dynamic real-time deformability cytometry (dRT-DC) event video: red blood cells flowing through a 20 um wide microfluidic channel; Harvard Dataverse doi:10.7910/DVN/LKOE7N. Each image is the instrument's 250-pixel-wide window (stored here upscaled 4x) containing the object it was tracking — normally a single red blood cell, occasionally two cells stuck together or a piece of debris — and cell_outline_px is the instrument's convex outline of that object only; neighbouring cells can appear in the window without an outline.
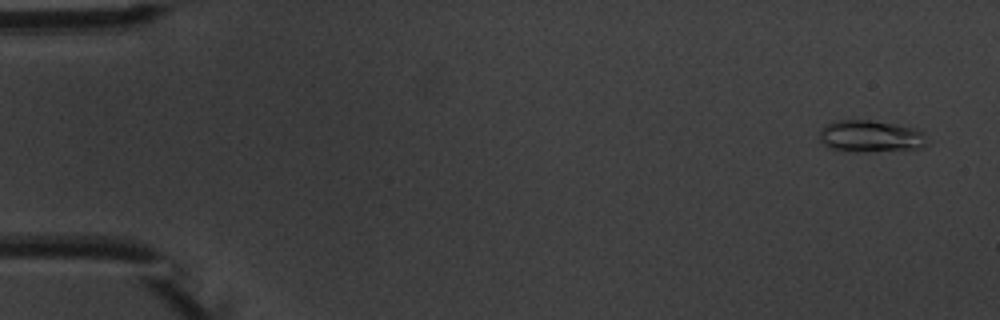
{"species": "common noctule bat (a hibernating species)", "species_latin": "Nyctalus noctula", "temperature_condition": "warm", "stored_images_in_passage": 6, "camera_frame_rate_fps": 3000, "um_per_image_px": 0.085, "animal": {"sex": "male", "body_mass_g": 20.1, "forearm_length_mm": 53.5}, "frame": {"image": 1, "passage_image": 1, "time_ms": 0.0, "image_size_px": [1000, 320], "cell_outline_px": [[928, 144], [924, 148], [864, 152], [848, 152], [828, 148], [820, 140], [820, 128], [836, 120], [868, 120], [896, 124], [912, 128], [920, 132]], "centroid_in_image_um": [73.94, 11.6], "position_along_channel_um": 11.1, "area_um2": 20.0}}
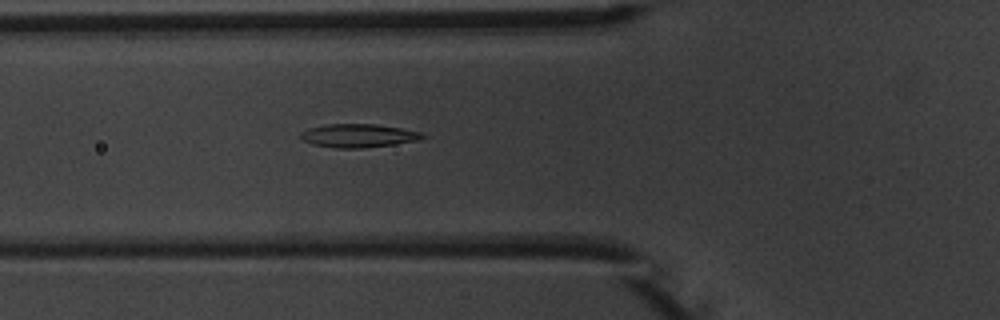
{"frame": {"image": 2, "passage_image": 6, "time_ms": 5.667, "image_size_px": [1000, 320], "cell_outline_px": [[424, 136], [416, 140], [392, 144], [364, 148], [336, 148], [312, 144], [304, 140], [300, 136], [300, 132], [308, 128], [328, 124], [376, 124], [424, 132]], "centroid_in_image_um": [30.43, 11.52], "position_along_channel_um": 95.4, "area_um2": 16.47}}